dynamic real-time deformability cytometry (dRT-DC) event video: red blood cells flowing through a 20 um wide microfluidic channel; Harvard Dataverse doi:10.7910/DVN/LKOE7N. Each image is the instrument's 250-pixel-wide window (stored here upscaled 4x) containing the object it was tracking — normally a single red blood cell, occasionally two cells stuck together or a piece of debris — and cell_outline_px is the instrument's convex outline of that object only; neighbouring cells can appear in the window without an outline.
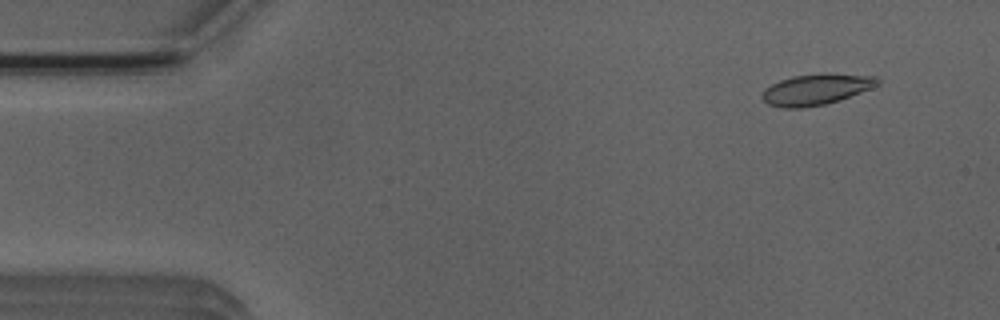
{"species": "Egyptian fruit bat (a non-hibernating species)", "species_latin": "Rousettus aegyptiacus", "temperature_condition": "room temperature", "stored_images_in_passage": 52, "camera_frame_rate_fps": 3000, "um_per_image_px": 0.085, "animal": {"sex": "male"}, "frame": {"image": 1, "passage_image": 5, "time_ms": 1.333, "image_size_px": [1000, 320], "cell_outline_px": [[880, 84], [872, 88], [840, 100], [824, 104], [804, 108], [784, 108], [768, 104], [760, 96], [764, 88], [780, 80], [792, 76], [876, 76], [880, 80]], "centroid_in_image_um": [69.31, 7.66], "position_along_channel_um": 15.7, "area_um2": 19.94}}
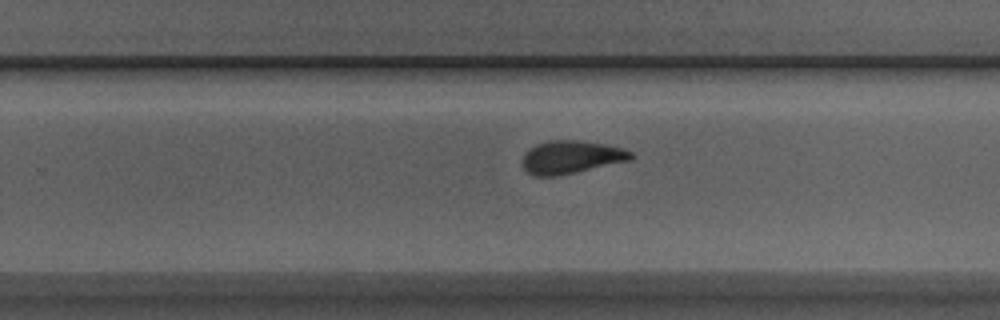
{"frame": {"image": 2, "passage_image": 33, "time_ms": 10.667, "image_size_px": [1000, 320], "cell_outline_px": [[636, 156], [632, 160], [576, 172], [556, 176], [536, 176], [528, 172], [524, 168], [524, 152], [528, 148], [536, 144], [548, 140], [576, 140], [604, 144], [624, 148], [632, 152]], "centroid_in_image_um": [48.58, 13.35], "position_along_channel_um": 281.2, "area_um2": 20.92}}
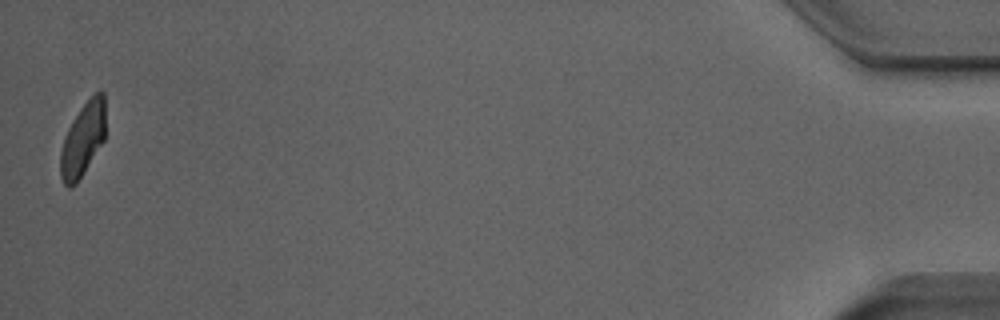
{"frame": {"image": 3, "passage_image": 52, "time_ms": 17.0, "image_size_px": [1000, 320], "cell_outline_px": [[104, 140], [76, 184], [68, 188], [64, 184], [60, 176], [60, 152], [64, 136], [72, 120], [80, 108], [100, 88], [104, 92]], "centroid_in_image_um": [7.02, 11.85], "position_along_channel_um": 428.2, "area_um2": 19.19}, "authors_computed_cell_mechanics": {"area_um2": 20.808, "velocity_mm_per_s": 3.9143, "shape_relaxation_time_tau1_ms": 5.8778, "shape_relaxation_time_tau2_ms": 2.2117, "deformation_change_tau1": 0.1753, "deformation_change_tau2": 0.0748}}